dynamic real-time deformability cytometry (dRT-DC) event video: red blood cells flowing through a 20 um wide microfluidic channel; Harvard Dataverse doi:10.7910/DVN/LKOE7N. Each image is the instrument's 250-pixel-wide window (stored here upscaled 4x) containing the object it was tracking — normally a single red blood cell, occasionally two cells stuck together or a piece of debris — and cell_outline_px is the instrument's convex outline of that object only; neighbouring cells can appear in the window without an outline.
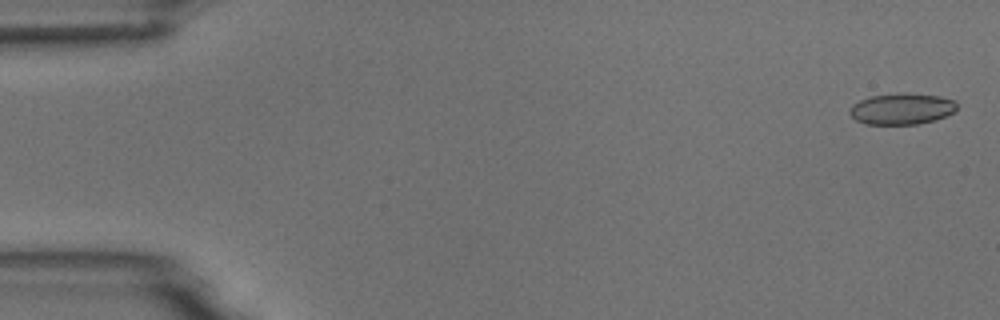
{"species": "common noctule bat (a hibernating species)", "species_latin": "Nyctalus noctula", "temperature_condition": "room temperature", "stored_images_in_passage": 4, "camera_frame_rate_fps": 3000, "um_per_image_px": 0.085, "animal": {"sex": "male", "body_mass_g": 18.8}, "frame": {"image": 1, "passage_image": 1, "time_ms": 0.0, "image_size_px": [1000, 320], "cell_outline_px": [[956, 108], [952, 112], [936, 120], [916, 124], [864, 124], [856, 120], [848, 112], [848, 108], [852, 104], [868, 96], [904, 92], [940, 96], [952, 100], [956, 104]], "centroid_in_image_um": [76.58, 9.24], "position_along_channel_um": 8.4, "area_um2": 19.59}}
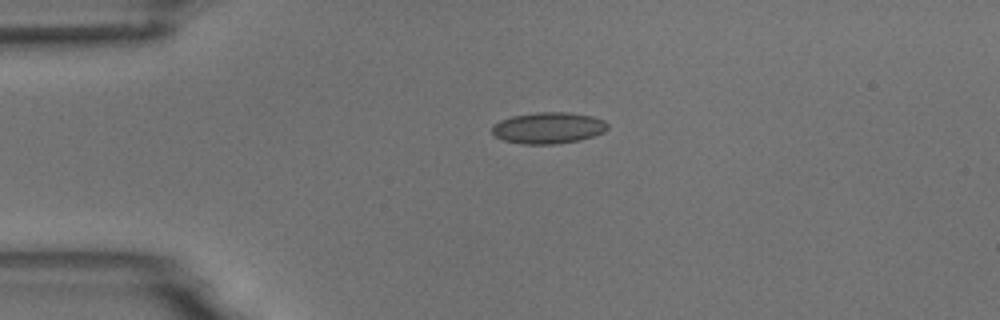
{"frame": {"image": 2, "passage_image": 4, "time_ms": 3.667, "image_size_px": [1000, 320], "cell_outline_px": [[608, 128], [604, 132], [580, 140], [556, 144], [524, 144], [504, 140], [496, 136], [492, 132], [492, 128], [500, 120], [512, 116], [536, 112], [568, 112], [592, 116], [604, 120], [608, 124]], "centroid_in_image_um": [46.64, 10.87], "position_along_channel_um": 38.4, "area_um2": 21.04}}